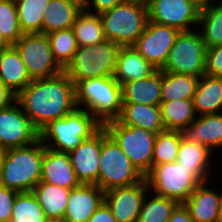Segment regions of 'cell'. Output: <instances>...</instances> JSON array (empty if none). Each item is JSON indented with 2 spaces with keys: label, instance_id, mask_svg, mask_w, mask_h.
Instances as JSON below:
<instances>
[{
  "label": "cell",
  "instance_id": "6da1fadb",
  "mask_svg": "<svg viewBox=\"0 0 222 222\" xmlns=\"http://www.w3.org/2000/svg\"><path fill=\"white\" fill-rule=\"evenodd\" d=\"M15 101L39 131L77 108L75 84L64 72L51 78L33 79L16 95Z\"/></svg>",
  "mask_w": 222,
  "mask_h": 222
},
{
  "label": "cell",
  "instance_id": "7a4b0ae2",
  "mask_svg": "<svg viewBox=\"0 0 222 222\" xmlns=\"http://www.w3.org/2000/svg\"><path fill=\"white\" fill-rule=\"evenodd\" d=\"M45 146L35 143L4 150L0 185L18 192L32 191L40 182Z\"/></svg>",
  "mask_w": 222,
  "mask_h": 222
},
{
  "label": "cell",
  "instance_id": "3957f363",
  "mask_svg": "<svg viewBox=\"0 0 222 222\" xmlns=\"http://www.w3.org/2000/svg\"><path fill=\"white\" fill-rule=\"evenodd\" d=\"M102 126L89 112L76 108L64 117L50 121L39 131V135L48 149L69 153Z\"/></svg>",
  "mask_w": 222,
  "mask_h": 222
},
{
  "label": "cell",
  "instance_id": "277c9868",
  "mask_svg": "<svg viewBox=\"0 0 222 222\" xmlns=\"http://www.w3.org/2000/svg\"><path fill=\"white\" fill-rule=\"evenodd\" d=\"M76 105L102 125L116 120L122 108V86L111 77L91 78L75 85Z\"/></svg>",
  "mask_w": 222,
  "mask_h": 222
},
{
  "label": "cell",
  "instance_id": "5b68a950",
  "mask_svg": "<svg viewBox=\"0 0 222 222\" xmlns=\"http://www.w3.org/2000/svg\"><path fill=\"white\" fill-rule=\"evenodd\" d=\"M106 40L132 46L149 21L146 0H125L99 14Z\"/></svg>",
  "mask_w": 222,
  "mask_h": 222
},
{
  "label": "cell",
  "instance_id": "8992f818",
  "mask_svg": "<svg viewBox=\"0 0 222 222\" xmlns=\"http://www.w3.org/2000/svg\"><path fill=\"white\" fill-rule=\"evenodd\" d=\"M120 45L109 40L78 47L63 72L76 85L79 81L114 76Z\"/></svg>",
  "mask_w": 222,
  "mask_h": 222
},
{
  "label": "cell",
  "instance_id": "52a82bcc",
  "mask_svg": "<svg viewBox=\"0 0 222 222\" xmlns=\"http://www.w3.org/2000/svg\"><path fill=\"white\" fill-rule=\"evenodd\" d=\"M97 185L104 191L141 182L144 175L132 164L116 141L102 126Z\"/></svg>",
  "mask_w": 222,
  "mask_h": 222
},
{
  "label": "cell",
  "instance_id": "ba28073f",
  "mask_svg": "<svg viewBox=\"0 0 222 222\" xmlns=\"http://www.w3.org/2000/svg\"><path fill=\"white\" fill-rule=\"evenodd\" d=\"M149 191L183 204L200 183L194 178V170H187L178 162L152 164L144 176Z\"/></svg>",
  "mask_w": 222,
  "mask_h": 222
},
{
  "label": "cell",
  "instance_id": "9c48e42d",
  "mask_svg": "<svg viewBox=\"0 0 222 222\" xmlns=\"http://www.w3.org/2000/svg\"><path fill=\"white\" fill-rule=\"evenodd\" d=\"M207 47L198 29L179 32L163 72L201 77L205 75Z\"/></svg>",
  "mask_w": 222,
  "mask_h": 222
},
{
  "label": "cell",
  "instance_id": "30bf717a",
  "mask_svg": "<svg viewBox=\"0 0 222 222\" xmlns=\"http://www.w3.org/2000/svg\"><path fill=\"white\" fill-rule=\"evenodd\" d=\"M103 127L132 164L145 176L152 168L153 149L157 134L141 127L124 126L117 120L106 122Z\"/></svg>",
  "mask_w": 222,
  "mask_h": 222
},
{
  "label": "cell",
  "instance_id": "8fae6325",
  "mask_svg": "<svg viewBox=\"0 0 222 222\" xmlns=\"http://www.w3.org/2000/svg\"><path fill=\"white\" fill-rule=\"evenodd\" d=\"M13 46L19 52L32 80L51 78L63 72L53 57L46 34H23Z\"/></svg>",
  "mask_w": 222,
  "mask_h": 222
},
{
  "label": "cell",
  "instance_id": "7c38bea8",
  "mask_svg": "<svg viewBox=\"0 0 222 222\" xmlns=\"http://www.w3.org/2000/svg\"><path fill=\"white\" fill-rule=\"evenodd\" d=\"M39 139V130L16 101L0 110V149L29 146Z\"/></svg>",
  "mask_w": 222,
  "mask_h": 222
},
{
  "label": "cell",
  "instance_id": "4fadbf2b",
  "mask_svg": "<svg viewBox=\"0 0 222 222\" xmlns=\"http://www.w3.org/2000/svg\"><path fill=\"white\" fill-rule=\"evenodd\" d=\"M149 21L181 31L198 27L200 8L190 0H146Z\"/></svg>",
  "mask_w": 222,
  "mask_h": 222
},
{
  "label": "cell",
  "instance_id": "5bb4252c",
  "mask_svg": "<svg viewBox=\"0 0 222 222\" xmlns=\"http://www.w3.org/2000/svg\"><path fill=\"white\" fill-rule=\"evenodd\" d=\"M179 30L148 21L143 33L132 45L157 70H162Z\"/></svg>",
  "mask_w": 222,
  "mask_h": 222
},
{
  "label": "cell",
  "instance_id": "9a60e30c",
  "mask_svg": "<svg viewBox=\"0 0 222 222\" xmlns=\"http://www.w3.org/2000/svg\"><path fill=\"white\" fill-rule=\"evenodd\" d=\"M146 179L141 182L110 189L104 194V202L117 222H137L146 193Z\"/></svg>",
  "mask_w": 222,
  "mask_h": 222
},
{
  "label": "cell",
  "instance_id": "2e32d148",
  "mask_svg": "<svg viewBox=\"0 0 222 222\" xmlns=\"http://www.w3.org/2000/svg\"><path fill=\"white\" fill-rule=\"evenodd\" d=\"M101 149L102 127L68 153L80 184L97 185Z\"/></svg>",
  "mask_w": 222,
  "mask_h": 222
},
{
  "label": "cell",
  "instance_id": "e0dca14e",
  "mask_svg": "<svg viewBox=\"0 0 222 222\" xmlns=\"http://www.w3.org/2000/svg\"><path fill=\"white\" fill-rule=\"evenodd\" d=\"M105 192L98 185L80 184L69 194L64 218L68 222H88L104 202Z\"/></svg>",
  "mask_w": 222,
  "mask_h": 222
},
{
  "label": "cell",
  "instance_id": "ac0fdd59",
  "mask_svg": "<svg viewBox=\"0 0 222 222\" xmlns=\"http://www.w3.org/2000/svg\"><path fill=\"white\" fill-rule=\"evenodd\" d=\"M40 181L67 189L80 185L71 165L69 154L47 147L44 150Z\"/></svg>",
  "mask_w": 222,
  "mask_h": 222
},
{
  "label": "cell",
  "instance_id": "d6986e66",
  "mask_svg": "<svg viewBox=\"0 0 222 222\" xmlns=\"http://www.w3.org/2000/svg\"><path fill=\"white\" fill-rule=\"evenodd\" d=\"M209 183L211 184L210 181L201 183L183 203L193 222H218L219 220L222 191L214 190Z\"/></svg>",
  "mask_w": 222,
  "mask_h": 222
},
{
  "label": "cell",
  "instance_id": "ffe728a7",
  "mask_svg": "<svg viewBox=\"0 0 222 222\" xmlns=\"http://www.w3.org/2000/svg\"><path fill=\"white\" fill-rule=\"evenodd\" d=\"M213 154L215 153L208 147L182 137L176 162L187 170H194V178L201 184L210 181V177L213 176L211 175Z\"/></svg>",
  "mask_w": 222,
  "mask_h": 222
},
{
  "label": "cell",
  "instance_id": "44dd1931",
  "mask_svg": "<svg viewBox=\"0 0 222 222\" xmlns=\"http://www.w3.org/2000/svg\"><path fill=\"white\" fill-rule=\"evenodd\" d=\"M183 137L208 147L216 154L222 148V113L197 116L183 131Z\"/></svg>",
  "mask_w": 222,
  "mask_h": 222
},
{
  "label": "cell",
  "instance_id": "7402d4cb",
  "mask_svg": "<svg viewBox=\"0 0 222 222\" xmlns=\"http://www.w3.org/2000/svg\"><path fill=\"white\" fill-rule=\"evenodd\" d=\"M156 71L157 69L146 61L133 46L120 47L114 73V79L119 85L128 81L147 78Z\"/></svg>",
  "mask_w": 222,
  "mask_h": 222
},
{
  "label": "cell",
  "instance_id": "603a6c76",
  "mask_svg": "<svg viewBox=\"0 0 222 222\" xmlns=\"http://www.w3.org/2000/svg\"><path fill=\"white\" fill-rule=\"evenodd\" d=\"M32 81L17 49L10 45L0 52V82L15 96Z\"/></svg>",
  "mask_w": 222,
  "mask_h": 222
},
{
  "label": "cell",
  "instance_id": "cb8c5ba5",
  "mask_svg": "<svg viewBox=\"0 0 222 222\" xmlns=\"http://www.w3.org/2000/svg\"><path fill=\"white\" fill-rule=\"evenodd\" d=\"M116 120L124 126L141 127L156 134L165 130L159 106L122 103L120 116Z\"/></svg>",
  "mask_w": 222,
  "mask_h": 222
},
{
  "label": "cell",
  "instance_id": "d4e9b609",
  "mask_svg": "<svg viewBox=\"0 0 222 222\" xmlns=\"http://www.w3.org/2000/svg\"><path fill=\"white\" fill-rule=\"evenodd\" d=\"M162 70L151 76L132 80L122 86V103H141L159 106L161 103Z\"/></svg>",
  "mask_w": 222,
  "mask_h": 222
},
{
  "label": "cell",
  "instance_id": "484cf974",
  "mask_svg": "<svg viewBox=\"0 0 222 222\" xmlns=\"http://www.w3.org/2000/svg\"><path fill=\"white\" fill-rule=\"evenodd\" d=\"M192 101L197 116L222 113V77L201 76Z\"/></svg>",
  "mask_w": 222,
  "mask_h": 222
},
{
  "label": "cell",
  "instance_id": "4316f807",
  "mask_svg": "<svg viewBox=\"0 0 222 222\" xmlns=\"http://www.w3.org/2000/svg\"><path fill=\"white\" fill-rule=\"evenodd\" d=\"M71 189L39 182L32 190L46 217L63 218Z\"/></svg>",
  "mask_w": 222,
  "mask_h": 222
},
{
  "label": "cell",
  "instance_id": "83f0119b",
  "mask_svg": "<svg viewBox=\"0 0 222 222\" xmlns=\"http://www.w3.org/2000/svg\"><path fill=\"white\" fill-rule=\"evenodd\" d=\"M159 107L165 130L182 132L197 118L192 99L161 102Z\"/></svg>",
  "mask_w": 222,
  "mask_h": 222
},
{
  "label": "cell",
  "instance_id": "f1b7e54d",
  "mask_svg": "<svg viewBox=\"0 0 222 222\" xmlns=\"http://www.w3.org/2000/svg\"><path fill=\"white\" fill-rule=\"evenodd\" d=\"M80 12L77 7L65 0H50L44 9L42 34L72 28Z\"/></svg>",
  "mask_w": 222,
  "mask_h": 222
},
{
  "label": "cell",
  "instance_id": "f546056e",
  "mask_svg": "<svg viewBox=\"0 0 222 222\" xmlns=\"http://www.w3.org/2000/svg\"><path fill=\"white\" fill-rule=\"evenodd\" d=\"M200 77L162 71L161 102L192 99Z\"/></svg>",
  "mask_w": 222,
  "mask_h": 222
},
{
  "label": "cell",
  "instance_id": "4dcf8cb0",
  "mask_svg": "<svg viewBox=\"0 0 222 222\" xmlns=\"http://www.w3.org/2000/svg\"><path fill=\"white\" fill-rule=\"evenodd\" d=\"M72 28L79 47L99 44L106 40L99 14L81 11Z\"/></svg>",
  "mask_w": 222,
  "mask_h": 222
},
{
  "label": "cell",
  "instance_id": "1f68e13d",
  "mask_svg": "<svg viewBox=\"0 0 222 222\" xmlns=\"http://www.w3.org/2000/svg\"><path fill=\"white\" fill-rule=\"evenodd\" d=\"M197 27L207 48L222 45V4L201 8Z\"/></svg>",
  "mask_w": 222,
  "mask_h": 222
},
{
  "label": "cell",
  "instance_id": "d6a6232c",
  "mask_svg": "<svg viewBox=\"0 0 222 222\" xmlns=\"http://www.w3.org/2000/svg\"><path fill=\"white\" fill-rule=\"evenodd\" d=\"M50 0H21L16 3L18 21L24 34L42 33L44 9Z\"/></svg>",
  "mask_w": 222,
  "mask_h": 222
},
{
  "label": "cell",
  "instance_id": "836d02e7",
  "mask_svg": "<svg viewBox=\"0 0 222 222\" xmlns=\"http://www.w3.org/2000/svg\"><path fill=\"white\" fill-rule=\"evenodd\" d=\"M177 205L175 200L148 191L143 200L137 222H167Z\"/></svg>",
  "mask_w": 222,
  "mask_h": 222
},
{
  "label": "cell",
  "instance_id": "e575fe53",
  "mask_svg": "<svg viewBox=\"0 0 222 222\" xmlns=\"http://www.w3.org/2000/svg\"><path fill=\"white\" fill-rule=\"evenodd\" d=\"M47 37L55 61L64 70L79 47L73 28L50 32Z\"/></svg>",
  "mask_w": 222,
  "mask_h": 222
},
{
  "label": "cell",
  "instance_id": "d590c367",
  "mask_svg": "<svg viewBox=\"0 0 222 222\" xmlns=\"http://www.w3.org/2000/svg\"><path fill=\"white\" fill-rule=\"evenodd\" d=\"M46 216L32 191L18 192L10 222H44Z\"/></svg>",
  "mask_w": 222,
  "mask_h": 222
},
{
  "label": "cell",
  "instance_id": "8d00e7d4",
  "mask_svg": "<svg viewBox=\"0 0 222 222\" xmlns=\"http://www.w3.org/2000/svg\"><path fill=\"white\" fill-rule=\"evenodd\" d=\"M182 132L164 130L157 133L154 143L152 164L176 162Z\"/></svg>",
  "mask_w": 222,
  "mask_h": 222
},
{
  "label": "cell",
  "instance_id": "74e56055",
  "mask_svg": "<svg viewBox=\"0 0 222 222\" xmlns=\"http://www.w3.org/2000/svg\"><path fill=\"white\" fill-rule=\"evenodd\" d=\"M0 34L9 45H14L24 34L20 28L16 4L0 0Z\"/></svg>",
  "mask_w": 222,
  "mask_h": 222
},
{
  "label": "cell",
  "instance_id": "f35d334b",
  "mask_svg": "<svg viewBox=\"0 0 222 222\" xmlns=\"http://www.w3.org/2000/svg\"><path fill=\"white\" fill-rule=\"evenodd\" d=\"M205 74L222 77V45L207 48Z\"/></svg>",
  "mask_w": 222,
  "mask_h": 222
},
{
  "label": "cell",
  "instance_id": "ab89813d",
  "mask_svg": "<svg viewBox=\"0 0 222 222\" xmlns=\"http://www.w3.org/2000/svg\"><path fill=\"white\" fill-rule=\"evenodd\" d=\"M18 191L0 185V222H10Z\"/></svg>",
  "mask_w": 222,
  "mask_h": 222
},
{
  "label": "cell",
  "instance_id": "60d3db41",
  "mask_svg": "<svg viewBox=\"0 0 222 222\" xmlns=\"http://www.w3.org/2000/svg\"><path fill=\"white\" fill-rule=\"evenodd\" d=\"M125 0H88L86 11L94 14H100L112 9Z\"/></svg>",
  "mask_w": 222,
  "mask_h": 222
},
{
  "label": "cell",
  "instance_id": "b9f144b4",
  "mask_svg": "<svg viewBox=\"0 0 222 222\" xmlns=\"http://www.w3.org/2000/svg\"><path fill=\"white\" fill-rule=\"evenodd\" d=\"M88 222H117V220L113 217L107 204L103 202L89 218Z\"/></svg>",
  "mask_w": 222,
  "mask_h": 222
},
{
  "label": "cell",
  "instance_id": "7bdbcfd3",
  "mask_svg": "<svg viewBox=\"0 0 222 222\" xmlns=\"http://www.w3.org/2000/svg\"><path fill=\"white\" fill-rule=\"evenodd\" d=\"M167 222H193L190 213L184 204H178L171 213Z\"/></svg>",
  "mask_w": 222,
  "mask_h": 222
},
{
  "label": "cell",
  "instance_id": "ee69618b",
  "mask_svg": "<svg viewBox=\"0 0 222 222\" xmlns=\"http://www.w3.org/2000/svg\"><path fill=\"white\" fill-rule=\"evenodd\" d=\"M16 96L0 82V110L10 106Z\"/></svg>",
  "mask_w": 222,
  "mask_h": 222
},
{
  "label": "cell",
  "instance_id": "f6af8a7d",
  "mask_svg": "<svg viewBox=\"0 0 222 222\" xmlns=\"http://www.w3.org/2000/svg\"><path fill=\"white\" fill-rule=\"evenodd\" d=\"M65 1L77 7L80 11H86L88 0H65Z\"/></svg>",
  "mask_w": 222,
  "mask_h": 222
},
{
  "label": "cell",
  "instance_id": "bcb514c9",
  "mask_svg": "<svg viewBox=\"0 0 222 222\" xmlns=\"http://www.w3.org/2000/svg\"><path fill=\"white\" fill-rule=\"evenodd\" d=\"M190 1L193 2L200 9L215 3V0H190Z\"/></svg>",
  "mask_w": 222,
  "mask_h": 222
},
{
  "label": "cell",
  "instance_id": "7dc6e473",
  "mask_svg": "<svg viewBox=\"0 0 222 222\" xmlns=\"http://www.w3.org/2000/svg\"><path fill=\"white\" fill-rule=\"evenodd\" d=\"M44 222H68L64 217L57 218V217H46Z\"/></svg>",
  "mask_w": 222,
  "mask_h": 222
},
{
  "label": "cell",
  "instance_id": "c3c4849f",
  "mask_svg": "<svg viewBox=\"0 0 222 222\" xmlns=\"http://www.w3.org/2000/svg\"><path fill=\"white\" fill-rule=\"evenodd\" d=\"M10 45L6 42V40L0 34V52L7 49Z\"/></svg>",
  "mask_w": 222,
  "mask_h": 222
},
{
  "label": "cell",
  "instance_id": "681fc988",
  "mask_svg": "<svg viewBox=\"0 0 222 222\" xmlns=\"http://www.w3.org/2000/svg\"><path fill=\"white\" fill-rule=\"evenodd\" d=\"M3 158H4V150L0 149V177H1Z\"/></svg>",
  "mask_w": 222,
  "mask_h": 222
},
{
  "label": "cell",
  "instance_id": "f907efd6",
  "mask_svg": "<svg viewBox=\"0 0 222 222\" xmlns=\"http://www.w3.org/2000/svg\"><path fill=\"white\" fill-rule=\"evenodd\" d=\"M218 222H222V203H221V206H220V209H219V220Z\"/></svg>",
  "mask_w": 222,
  "mask_h": 222
},
{
  "label": "cell",
  "instance_id": "816d5d0a",
  "mask_svg": "<svg viewBox=\"0 0 222 222\" xmlns=\"http://www.w3.org/2000/svg\"><path fill=\"white\" fill-rule=\"evenodd\" d=\"M215 3H217V4H219V3L222 4V0H217V1L215 0Z\"/></svg>",
  "mask_w": 222,
  "mask_h": 222
},
{
  "label": "cell",
  "instance_id": "f5cc1de1",
  "mask_svg": "<svg viewBox=\"0 0 222 222\" xmlns=\"http://www.w3.org/2000/svg\"><path fill=\"white\" fill-rule=\"evenodd\" d=\"M10 1L16 4L17 2H19L21 0H10Z\"/></svg>",
  "mask_w": 222,
  "mask_h": 222
}]
</instances>
